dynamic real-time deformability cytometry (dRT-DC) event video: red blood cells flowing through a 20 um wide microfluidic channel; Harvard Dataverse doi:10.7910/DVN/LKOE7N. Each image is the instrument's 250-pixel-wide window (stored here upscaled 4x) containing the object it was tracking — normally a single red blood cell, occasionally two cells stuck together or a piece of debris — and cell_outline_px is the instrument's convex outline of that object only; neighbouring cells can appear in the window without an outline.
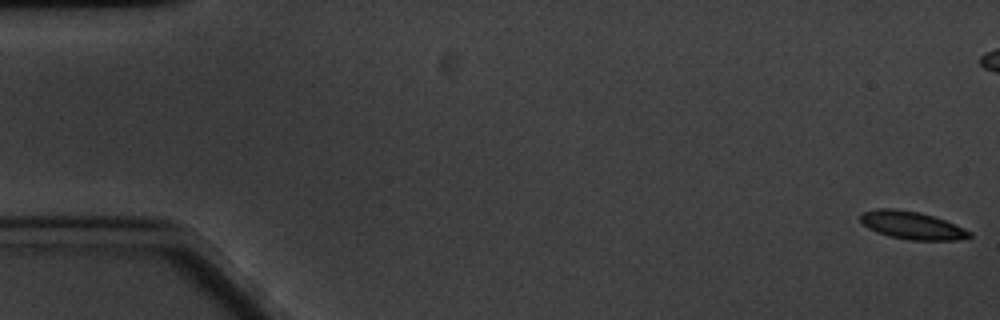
{"species": "common noctule bat (a hibernating species)", "species_latin": "Nyctalus noctula", "temperature_condition": "cold", "stored_images_in_passage": 62, "camera_frame_rate_fps": 3000, "um_per_image_px": 0.085, "animal": {"sex": "male", "body_mass_g": 20.1, "forearm_length_mm": 53.5}, "frame": {"image": 1, "passage_image": 1, "time_ms": 0.0, "image_size_px": [1000, 320], "cell_outline_px": [[972, 236], [956, 240], [908, 240], [888, 236], [876, 232], [868, 228], [860, 220], [860, 216], [864, 212], [876, 208], [892, 208], [920, 212], [944, 220], [972, 232]], "centroid_in_image_um": [77.49, 19.15], "position_along_channel_um": 7.5, "area_um2": 17.57}}
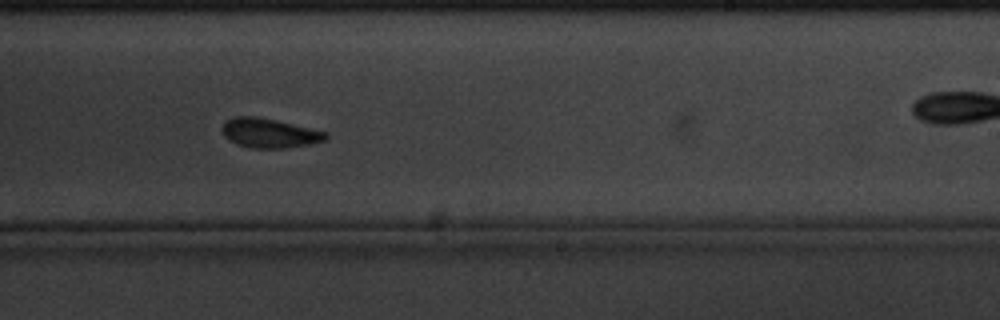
{"frame": {"image": 2, "passage_image": 37, "time_ms": 12.0, "image_size_px": [1000, 320], "cell_outline_px": [[328, 136], [324, 140], [308, 144], [284, 148], [252, 148], [236, 144], [228, 140], [224, 136], [224, 124], [228, 120], [236, 116], [256, 116], [328, 132]], "centroid_in_image_um": [22.89, 11.32], "position_along_channel_um": 266.1, "area_um2": 17.4}}
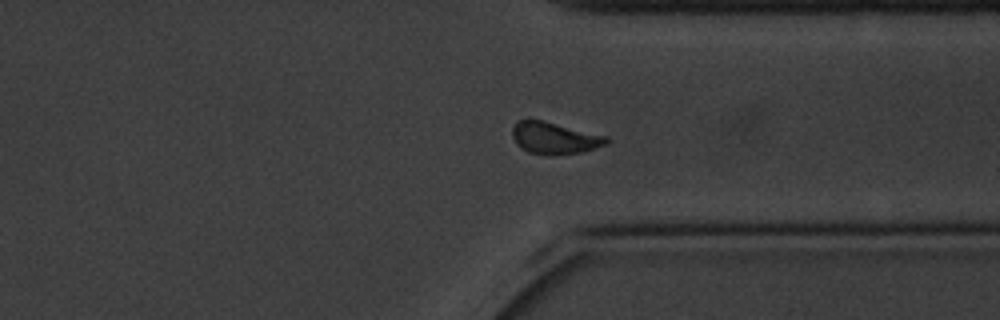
{"frame": {"image": 3, "passage_image": 46, "time_ms": 15.0, "image_size_px": [1000, 320], "cell_outline_px": [[612, 140], [608, 144], [584, 152], [528, 152], [520, 148], [516, 144], [512, 136], [512, 128], [520, 120], [544, 120], [608, 136]], "centroid_in_image_um": [47.19, 11.69], "position_along_channel_um": 364.2, "area_um2": 17.05}, "authors_computed_cell_mechanics": {"area_um2": 17.3689, "velocity_mm_per_s": 3.2791, "shape_relaxation_time_tau1_ms": 9.4306, "shape_relaxation_time_tau2_ms": 10.6945, "deformation_change_tau1": 0.2287, "deformation_change_tau2": 0.138}}